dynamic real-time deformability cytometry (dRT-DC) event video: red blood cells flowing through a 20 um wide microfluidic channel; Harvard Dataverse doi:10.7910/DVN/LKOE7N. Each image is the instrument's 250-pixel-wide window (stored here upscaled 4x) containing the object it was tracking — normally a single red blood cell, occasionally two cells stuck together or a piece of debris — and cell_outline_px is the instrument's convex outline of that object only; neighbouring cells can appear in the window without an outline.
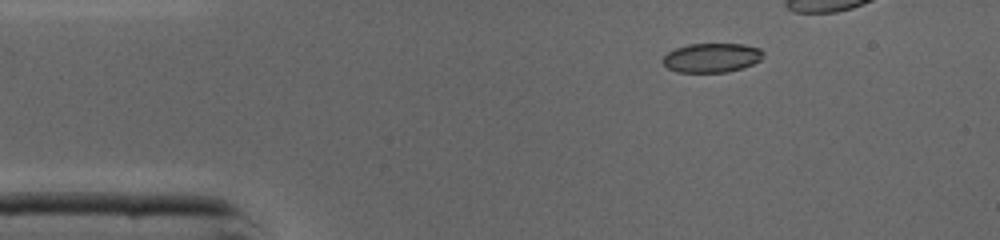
{"species": "common noctule bat (a hibernating species)", "species_latin": "Nyctalus noctula", "temperature_condition": "cold", "stored_images_in_passage": 30, "camera_frame_rate_fps": 3000, "um_per_image_px": 0.085, "animal": {"sex": "male", "body_mass_g": 19.0, "forearm_length_mm": 50.8}, "frame": {"image": 1, "passage_image": 1, "time_ms": 0.0, "image_size_px": [1000, 240], "cell_outline_px": [[764, 56], [760, 60], [752, 64], [728, 72], [680, 72], [668, 68], [660, 60], [668, 52], [676, 48], [688, 44], [744, 44], [760, 48], [764, 52]], "centroid_in_image_um": [60.5, 4.9], "position_along_channel_um": 24.5, "area_um2": 17.11}}
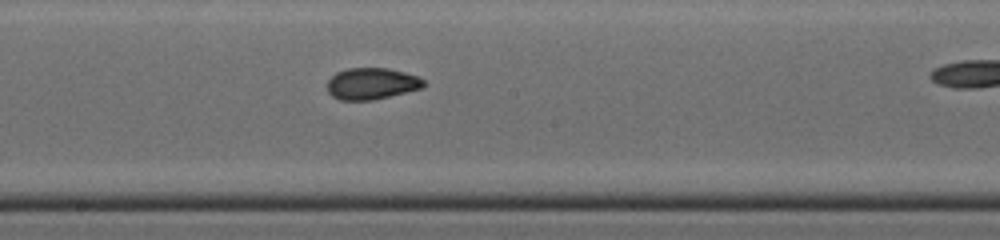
{"frame": {"image": 2, "passage_image": 18, "time_ms": 5.667, "image_size_px": [1000, 240], "cell_outline_px": [[424, 84], [420, 88], [372, 100], [340, 100], [332, 96], [328, 92], [328, 80], [336, 72], [348, 68], [388, 68], [404, 72], [416, 76], [424, 80]], "centroid_in_image_um": [31.54, 7.1], "position_along_channel_um": 216.7, "area_um2": 17.46}}
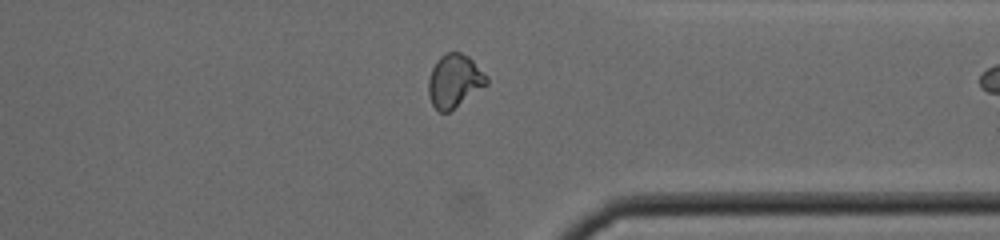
{"frame": {"image": 3, "passage_image": 29, "time_ms": 9.333, "image_size_px": [1000, 240], "cell_outline_px": [[488, 84], [448, 112], [440, 112], [432, 104], [428, 96], [428, 80], [432, 68], [436, 60], [444, 52], [460, 52], [468, 56], [488, 76]], "centroid_in_image_um": [38.61, 6.86], "position_along_channel_um": 372.8, "area_um2": 18.03}}